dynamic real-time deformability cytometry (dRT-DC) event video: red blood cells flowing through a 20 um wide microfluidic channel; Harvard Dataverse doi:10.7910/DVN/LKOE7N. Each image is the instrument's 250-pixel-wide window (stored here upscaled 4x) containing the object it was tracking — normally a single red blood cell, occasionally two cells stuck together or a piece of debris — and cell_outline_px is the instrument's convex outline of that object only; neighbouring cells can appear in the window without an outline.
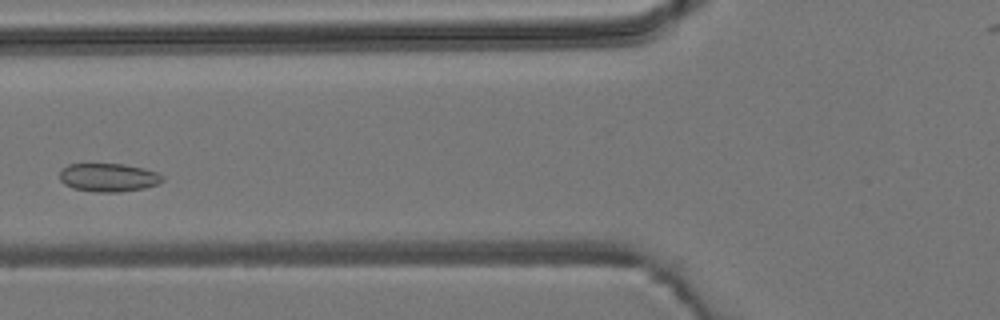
{"species": "common noctule bat (a hibernating species)", "species_latin": "Nyctalus noctula", "temperature_condition": "room temperature", "stored_images_in_passage": 4, "camera_frame_rate_fps": 3000, "um_per_image_px": 0.085, "animal": {"sex": "male", "body_mass_g": 19.2, "forearm_length_mm": 51.8}, "frame": {"image": 1, "passage_image": 3, "time_ms": 2.333, "image_size_px": [1000, 320], "cell_outline_px": [[164, 180], [156, 184], [144, 188], [120, 192], [96, 192], [72, 188], [64, 184], [60, 180], [60, 168], [68, 164], [124, 164], [144, 168], [156, 172], [164, 176]], "centroid_in_image_um": [9.2, 15.08], "position_along_channel_um": 116.6, "area_um2": 17.11}}
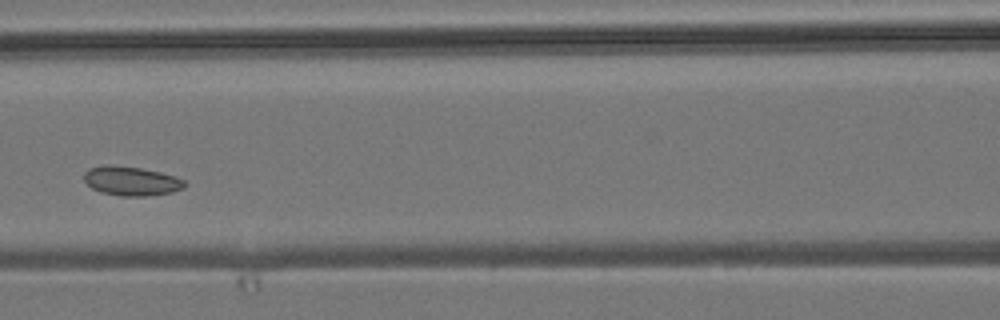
{"frame": {"image": 2, "passage_image": 4, "time_ms": 3.333, "image_size_px": [1000, 320], "cell_outline_px": [[184, 188], [172, 192], [148, 196], [120, 196], [100, 192], [92, 188], [84, 180], [84, 172], [88, 168], [104, 164], [112, 164], [140, 168], [160, 172], [176, 176], [184, 180]], "centroid_in_image_um": [11.13, 15.38], "position_along_channel_um": 155.5, "area_um2": 17.28}}